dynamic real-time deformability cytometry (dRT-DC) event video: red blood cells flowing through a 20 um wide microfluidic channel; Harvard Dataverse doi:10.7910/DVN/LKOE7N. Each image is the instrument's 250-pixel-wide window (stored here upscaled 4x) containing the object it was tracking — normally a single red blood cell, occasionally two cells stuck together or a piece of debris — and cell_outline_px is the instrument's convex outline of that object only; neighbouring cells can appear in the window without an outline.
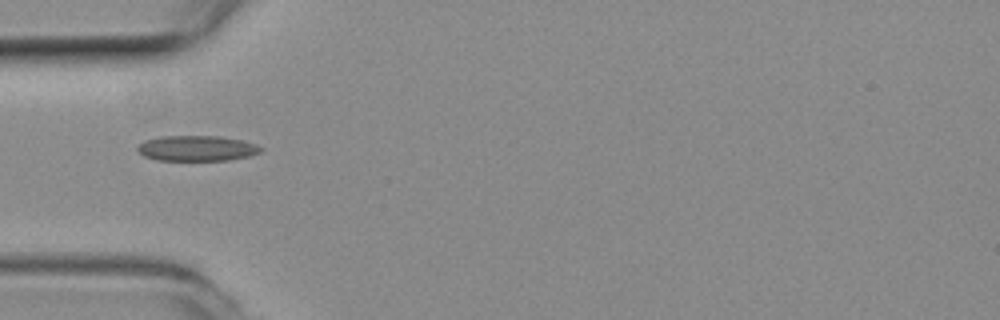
{"species": "common noctule bat (a hibernating species)", "species_latin": "Nyctalus noctula", "temperature_condition": "room temperature", "stored_images_in_passage": 35, "camera_frame_rate_fps": 3000, "um_per_image_px": 0.085, "animal": {"sex": "female", "body_mass_g": 19.3, "forearm_length_mm": 54.1}, "frame": {"image": 1, "passage_image": 1, "time_ms": 0.0, "image_size_px": [1000, 320], "cell_outline_px": [[264, 148], [260, 152], [248, 156], [228, 160], [156, 160], [144, 156], [136, 148], [144, 140], [160, 136], [220, 136], [244, 140], [256, 144]], "centroid_in_image_um": [16.74, 12.6], "position_along_channel_um": 68.3, "area_um2": 18.32}}
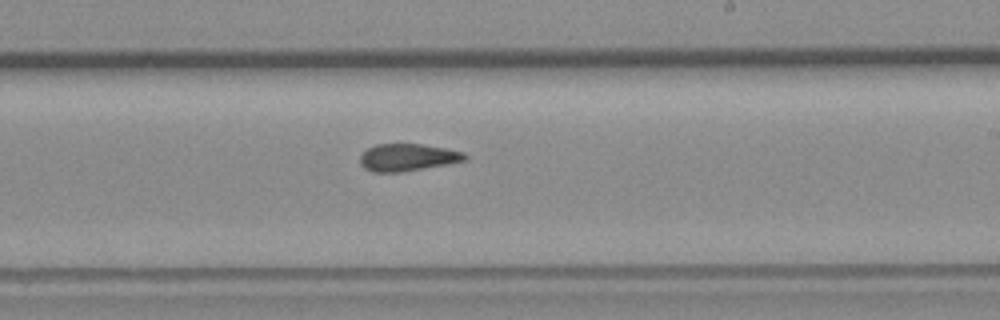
{"frame": {"image": 2, "passage_image": 16, "time_ms": 5.0, "image_size_px": [1000, 320], "cell_outline_px": [[468, 160], [448, 164], [404, 172], [372, 172], [364, 168], [360, 164], [360, 156], [368, 148], [376, 144], [420, 144], [448, 148], [464, 152], [468, 156]], "centroid_in_image_um": [34.68, 13.38], "position_along_channel_um": 254.3, "area_um2": 16.88}}
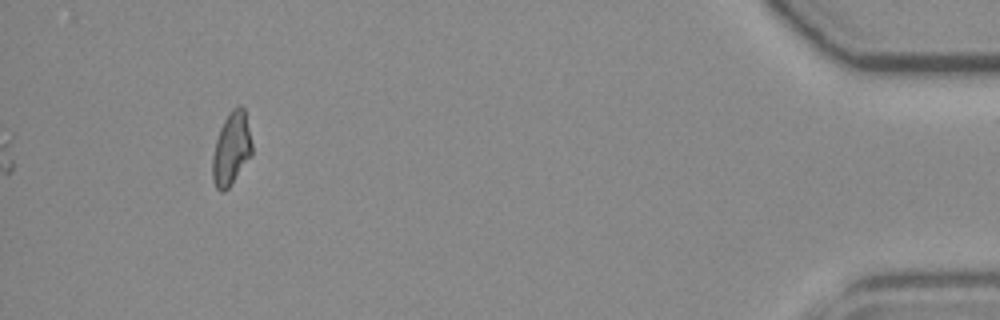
{"frame": {"image": 3, "passage_image": 35, "time_ms": 11.333, "image_size_px": [1000, 320], "cell_outline_px": [[252, 156], [228, 188], [224, 192], [220, 192], [216, 188], [212, 180], [212, 156], [216, 140], [220, 128], [228, 112], [232, 108], [240, 104], [244, 108], [252, 144]], "centroid_in_image_um": [19.66, 12.65], "position_along_channel_um": 415.5, "area_um2": 16.94}, "authors_computed_cell_mechanics": {"area_um2": 17.051, "velocity_mm_per_s": 3.7099, "shape_relaxation_time_tau1_ms": null, "shape_relaxation_time_tau2_ms": 2.2385, "deformation_change_tau1": null, "deformation_change_tau2": 0.0697}}